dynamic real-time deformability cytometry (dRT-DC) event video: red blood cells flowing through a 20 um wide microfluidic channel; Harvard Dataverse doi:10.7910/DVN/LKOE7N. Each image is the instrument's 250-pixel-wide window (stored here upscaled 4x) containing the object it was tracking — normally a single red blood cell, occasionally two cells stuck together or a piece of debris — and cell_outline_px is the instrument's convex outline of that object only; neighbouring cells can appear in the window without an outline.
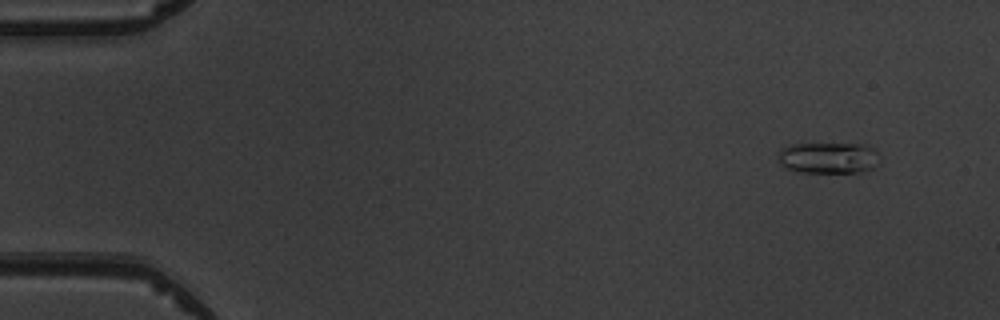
{"species": "common noctule bat (a hibernating species)", "species_latin": "Nyctalus noctula", "temperature_condition": "warm", "stored_images_in_passage": 4, "camera_frame_rate_fps": 3000, "um_per_image_px": 0.085, "animal": {"sex": "male", "body_mass_g": 19.5, "forearm_length_mm": 54.6}, "frame": {"image": 1, "passage_image": 1, "time_ms": 0.0, "image_size_px": [1000, 320], "cell_outline_px": [[876, 164], [872, 168], [860, 172], [796, 172], [780, 164], [780, 148], [792, 144], [868, 144], [876, 152]], "centroid_in_image_um": [70.39, 13.41], "position_along_channel_um": 14.6, "area_um2": 18.21}}